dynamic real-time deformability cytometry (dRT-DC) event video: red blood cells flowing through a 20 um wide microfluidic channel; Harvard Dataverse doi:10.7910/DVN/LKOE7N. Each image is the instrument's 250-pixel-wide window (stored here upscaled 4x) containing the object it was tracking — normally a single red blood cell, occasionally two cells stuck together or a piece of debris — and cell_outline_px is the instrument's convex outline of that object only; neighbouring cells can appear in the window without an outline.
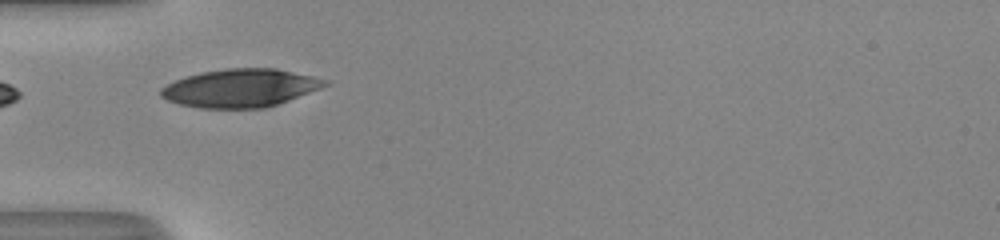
{"species": "human", "species_latin": "Homo sapiens", "temperature_condition": "room temperature", "stored_images_in_passage": 4, "camera_frame_rate_fps": 3000, "um_per_image_px": 0.085, "donor": {"sex": "male"}, "frame": {"image": 1, "passage_image": 1, "time_ms": 0.0, "image_size_px": [1000, 240], "cell_outline_px": [[332, 84], [288, 100], [264, 108], [200, 108], [180, 104], [168, 100], [160, 96], [160, 88], [176, 80], [200, 72], [228, 68], [276, 68], [332, 80]], "centroid_in_image_um": [20.48, 7.47], "position_along_channel_um": 64.5, "area_um2": 36.47}}